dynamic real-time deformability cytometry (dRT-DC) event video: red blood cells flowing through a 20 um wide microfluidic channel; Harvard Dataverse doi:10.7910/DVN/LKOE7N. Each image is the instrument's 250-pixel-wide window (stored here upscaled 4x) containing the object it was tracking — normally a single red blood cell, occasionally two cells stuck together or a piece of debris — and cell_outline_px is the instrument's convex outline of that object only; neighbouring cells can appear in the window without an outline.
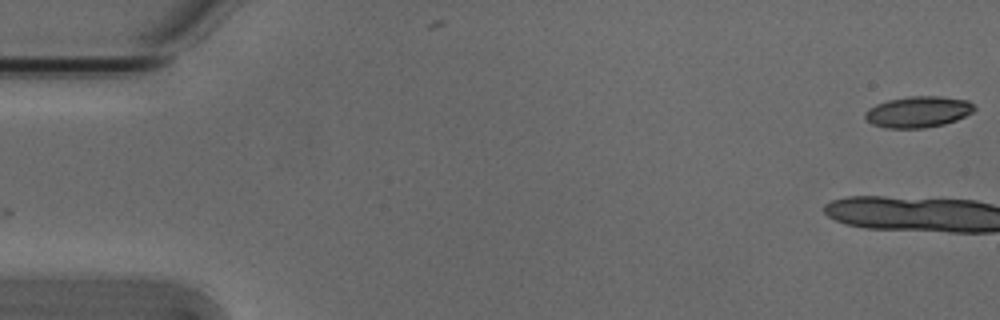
{"species": "Egyptian fruit bat (a non-hibernating species)", "species_latin": "Rousettus aegyptiacus", "temperature_condition": "cold", "stored_images_in_passage": 13, "camera_frame_rate_fps": 3000, "um_per_image_px": 0.085, "animal": {"sex": "male"}, "frame": {"image": 1, "passage_image": 1, "time_ms": 0.0, "image_size_px": [1000, 320], "cell_outline_px": [[976, 108], [972, 112], [956, 120], [944, 124], [924, 128], [888, 128], [872, 124], [864, 116], [864, 112], [868, 108], [876, 104], [888, 100], [912, 96], [940, 96], [968, 100]], "centroid_in_image_um": [78.03, 9.5], "position_along_channel_um": 7.0, "area_um2": 19.77}}